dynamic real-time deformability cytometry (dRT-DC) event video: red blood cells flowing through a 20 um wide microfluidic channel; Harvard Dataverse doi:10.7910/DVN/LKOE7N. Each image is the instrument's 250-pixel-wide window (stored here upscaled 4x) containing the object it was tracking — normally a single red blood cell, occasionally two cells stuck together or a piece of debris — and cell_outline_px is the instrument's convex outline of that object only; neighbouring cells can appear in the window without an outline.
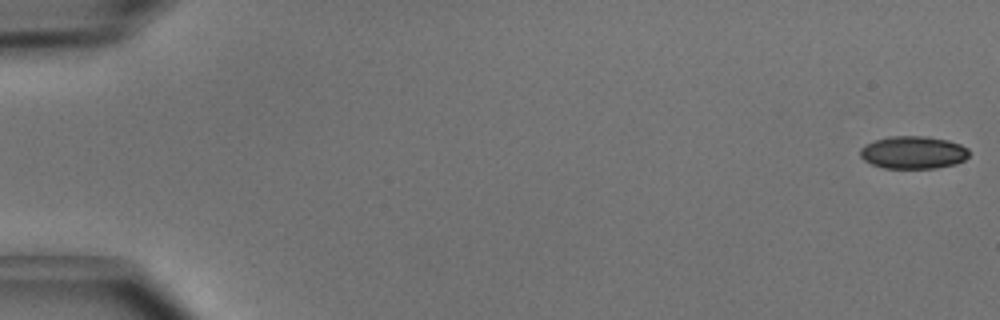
{"species": "common noctule bat (a hibernating species)", "species_latin": "Nyctalus noctula", "temperature_condition": "cold", "stored_images_in_passage": 4, "camera_frame_rate_fps": 3000, "um_per_image_px": 0.085, "animal": {"sex": "male", "body_mass_g": 15.6}, "frame": {"image": 1, "passage_image": 1, "time_ms": 0.0, "image_size_px": [1000, 320], "cell_outline_px": [[968, 156], [964, 160], [956, 164], [936, 168], [884, 168], [872, 164], [864, 160], [860, 156], [860, 148], [864, 144], [888, 136], [928, 136], [948, 140], [960, 144], [968, 148]], "centroid_in_image_um": [77.62, 12.95], "position_along_channel_um": 7.4, "area_um2": 20.87}}
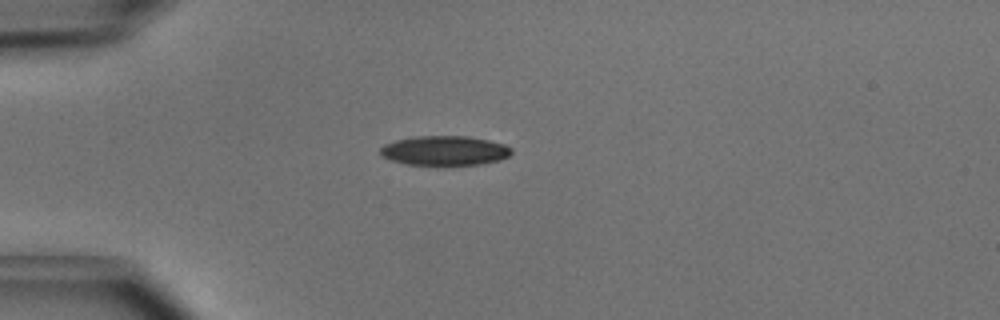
{"frame": {"image": 2, "passage_image": 4, "time_ms": 1.0, "image_size_px": [1000, 320], "cell_outline_px": [[512, 152], [508, 156], [500, 160], [480, 164], [440, 168], [408, 164], [392, 160], [380, 156], [380, 148], [384, 144], [396, 140], [412, 136], [468, 136], [488, 140], [504, 144], [512, 148]], "centroid_in_image_um": [37.78, 12.84], "position_along_channel_um": 47.2, "area_um2": 23.47}}